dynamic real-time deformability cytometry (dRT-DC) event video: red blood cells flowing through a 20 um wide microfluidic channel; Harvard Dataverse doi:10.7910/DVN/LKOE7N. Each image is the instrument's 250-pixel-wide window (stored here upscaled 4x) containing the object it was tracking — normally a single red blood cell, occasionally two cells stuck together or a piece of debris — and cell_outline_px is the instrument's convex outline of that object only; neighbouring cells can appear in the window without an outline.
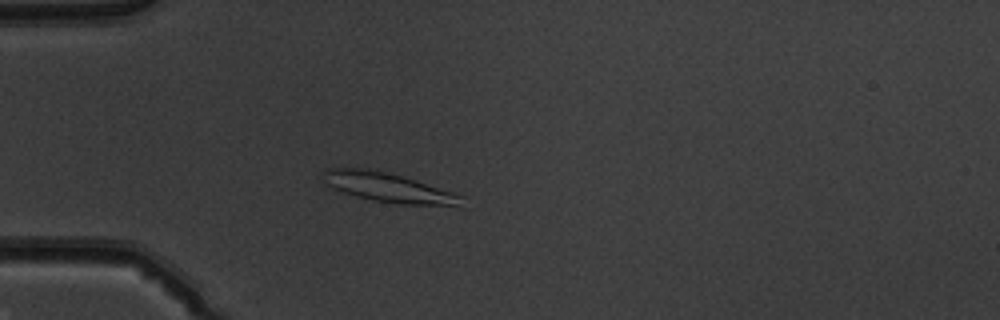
{"species": "common noctule bat (a hibernating species)", "species_latin": "Nyctalus noctula", "temperature_condition": "warm", "stored_images_in_passage": 46, "camera_frame_rate_fps": 3000, "um_per_image_px": 0.085, "animal": {"sex": "male", "body_mass_g": 19.5, "forearm_length_mm": 54.6}, "frame": {"image": 1, "passage_image": 10, "time_ms": 3.0, "image_size_px": [1000, 320], "cell_outline_px": [[464, 208], [460, 208], [400, 204], [376, 200], [356, 196], [344, 192], [324, 184], [320, 172], [328, 168], [376, 168], [416, 180], [464, 196]], "centroid_in_image_um": [33.1, 15.95], "position_along_channel_um": 51.9, "area_um2": 24.51}}
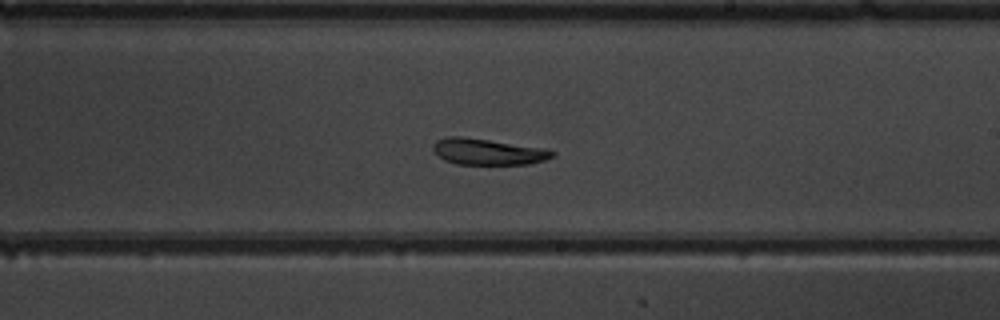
{"frame": {"image": 2, "passage_image": 26, "time_ms": 8.333, "image_size_px": [1000, 320], "cell_outline_px": [[556, 156], [544, 160], [528, 164], [456, 164], [444, 160], [432, 148], [432, 144], [436, 140], [448, 136], [460, 136], [548, 148], [556, 152]], "centroid_in_image_um": [41.51, 12.89], "position_along_channel_um": 247.5, "area_um2": 18.32}}
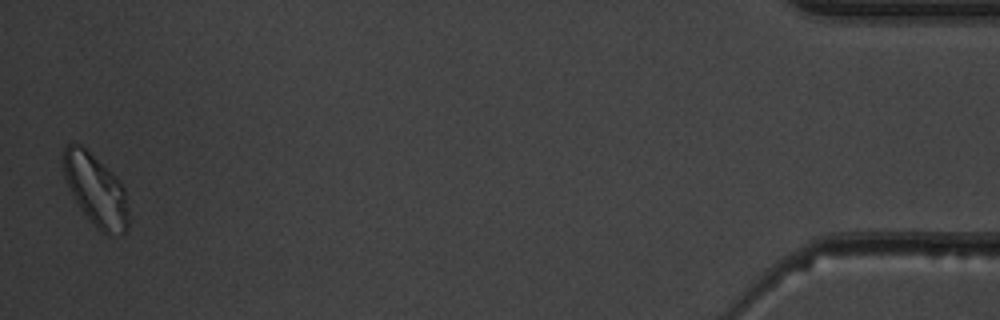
{"frame": {"image": 3, "passage_image": 46, "time_ms": 15.0, "image_size_px": [1000, 320], "cell_outline_px": [[128, 228], [124, 236], [108, 236], [96, 228], [80, 208], [64, 176], [64, 148], [72, 140], [80, 144], [116, 176], [120, 180], [124, 188], [128, 212]], "centroid_in_image_um": [8.18, 16.2], "position_along_channel_um": 427.0, "area_um2": 27.11}, "authors_computed_cell_mechanics": {"area_um2": 20.8369, "velocity_mm_per_s": 3.9377, "shape_relaxation_time_tau1_ms": 10.8044, "shape_relaxation_time_tau2_ms": 2.9571, "deformation_change_tau1": 0.2044, "deformation_change_tau2": 0.0889}}